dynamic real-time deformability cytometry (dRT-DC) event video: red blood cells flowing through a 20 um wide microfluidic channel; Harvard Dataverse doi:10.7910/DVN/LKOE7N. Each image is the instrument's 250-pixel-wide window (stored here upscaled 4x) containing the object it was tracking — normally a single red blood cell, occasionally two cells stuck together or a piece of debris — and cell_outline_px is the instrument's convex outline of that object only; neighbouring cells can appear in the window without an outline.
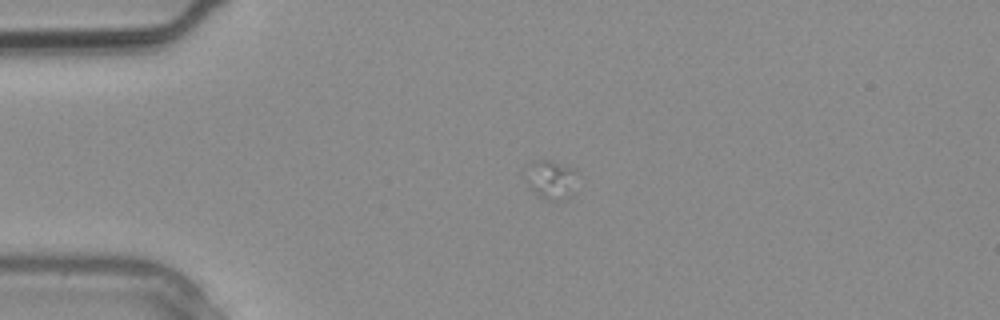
{"species": "common noctule bat (a hibernating species)", "species_latin": "Nyctalus noctula", "temperature_condition": "warm", "stored_images_in_passage": 1, "camera_frame_rate_fps": 3000, "um_per_image_px": 0.085, "animal": {"sex": "male", "body_mass_g": 20.4}, "frame": {"image": 1, "passage_image": 1, "time_ms": 0.0, "image_size_px": [1000, 320], "cell_outline_px": [[572, 172], [556, 200], [544, 200], [536, 196], [532, 192], [520, 176], [524, 168], [532, 160], [552, 160], [572, 168]], "centroid_in_image_um": [46.41, 15.15], "position_along_channel_um": 38.6, "area_um2": 10.58}}